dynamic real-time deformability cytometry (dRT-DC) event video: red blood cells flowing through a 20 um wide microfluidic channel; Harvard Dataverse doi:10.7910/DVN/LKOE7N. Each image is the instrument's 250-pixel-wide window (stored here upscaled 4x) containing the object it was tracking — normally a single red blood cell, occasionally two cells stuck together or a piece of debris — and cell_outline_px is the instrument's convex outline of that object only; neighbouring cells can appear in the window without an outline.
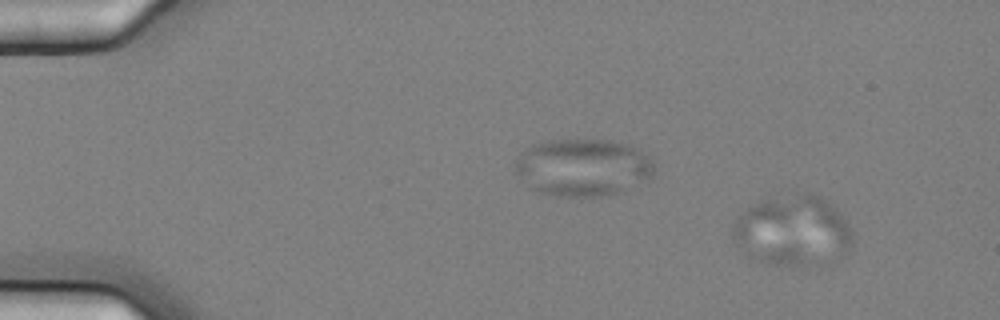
{"species": "common noctule bat (a hibernating species)", "species_latin": "Nyctalus noctula", "temperature_condition": "cold", "stored_images_in_passage": 10, "camera_frame_rate_fps": 3000, "um_per_image_px": 0.085, "animal": {"sex": "female", "body_mass_g": 25.1}, "frame": {"image": 1, "passage_image": 9, "time_ms": 2.667, "image_size_px": [1000, 320], "cell_outline_px": [[856, 236], [852, 252], [848, 256], [816, 264], [792, 268], [768, 264], [752, 260], [736, 244], [732, 236], [732, 224], [740, 212], [760, 200], [808, 192], [820, 196], [836, 208], [848, 224]], "centroid_in_image_um": [67.42, 19.67], "position_along_channel_um": 17.6, "area_um2": 50.58}}